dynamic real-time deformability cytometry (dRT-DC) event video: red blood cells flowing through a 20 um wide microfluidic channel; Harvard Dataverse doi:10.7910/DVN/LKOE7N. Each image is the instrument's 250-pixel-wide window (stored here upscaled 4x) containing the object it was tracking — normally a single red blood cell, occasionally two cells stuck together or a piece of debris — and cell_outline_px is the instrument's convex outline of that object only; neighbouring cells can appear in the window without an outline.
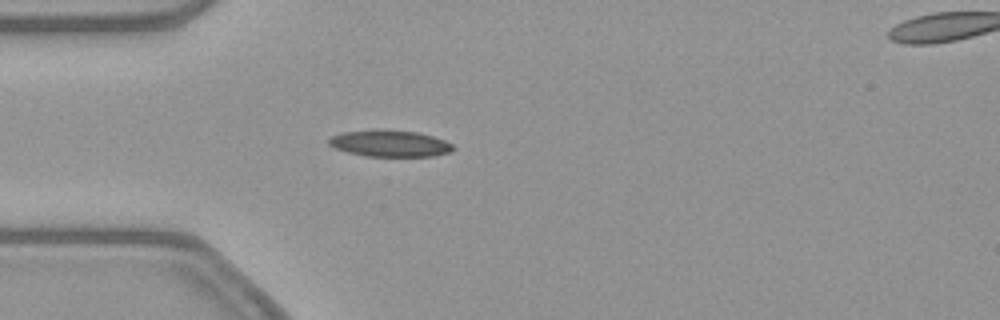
{"species": "common noctule bat (a hibernating species)", "species_latin": "Nyctalus noctula", "temperature_condition": "warm", "stored_images_in_passage": 41, "camera_frame_rate_fps": 3000, "um_per_image_px": 0.085, "animal": {"sex": "female", "body_mass_g": 21.9}, "frame": {"image": 1, "passage_image": 3, "time_ms": 0.667, "image_size_px": [1000, 320], "cell_outline_px": [[456, 148], [452, 152], [432, 156], [364, 156], [332, 148], [328, 144], [328, 140], [332, 136], [344, 132], [376, 128], [416, 132], [432, 136], [444, 140], [452, 144]], "centroid_in_image_um": [33.12, 12.18], "position_along_channel_um": 51.9, "area_um2": 19.48}}
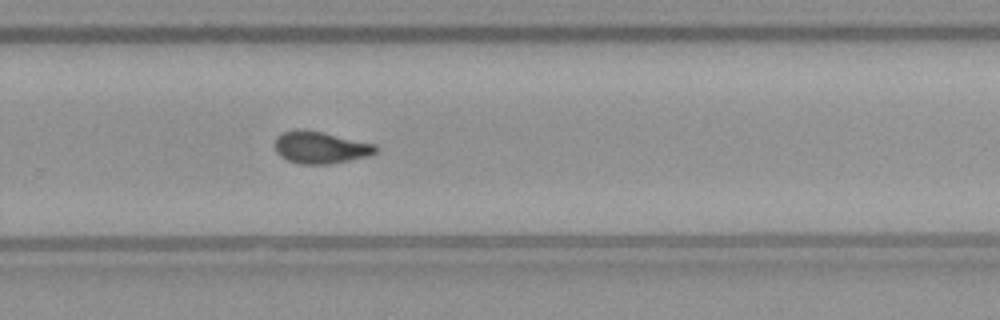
{"frame": {"image": 2, "passage_image": 23, "time_ms": 7.333, "image_size_px": [1000, 320], "cell_outline_px": [[380, 152], [368, 156], [328, 164], [300, 164], [288, 160], [280, 156], [276, 152], [276, 136], [284, 132], [300, 128], [320, 132], [376, 144], [380, 148]], "centroid_in_image_um": [27.27, 12.54], "position_along_channel_um": 302.5, "area_um2": 18.79}}
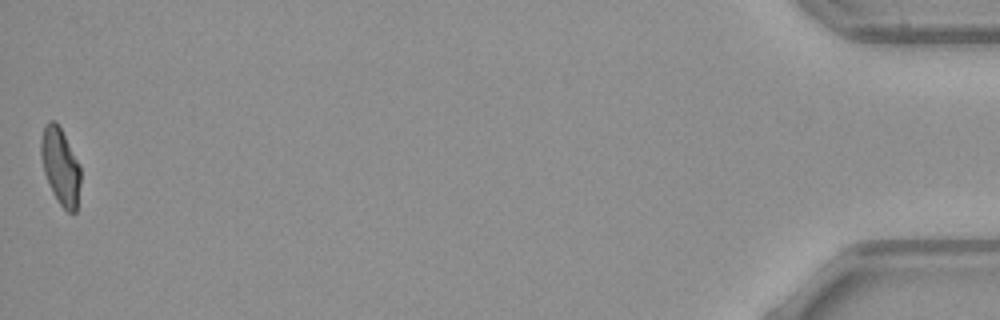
{"frame": {"image": 3, "passage_image": 41, "time_ms": 13.333, "image_size_px": [1000, 320], "cell_outline_px": [[80, 184], [76, 212], [68, 212], [60, 204], [52, 192], [44, 172], [40, 156], [40, 140], [44, 124], [48, 120], [56, 120], [80, 164]], "centroid_in_image_um": [5.12, 14.09], "position_along_channel_um": 430.1, "area_um2": 17.8}, "authors_computed_cell_mechanics": {"area_um2": 18.7272, "velocity_mm_per_s": 3.8661, "shape_relaxation_time_tau1_ms": null, "shape_relaxation_time_tau2_ms": 3.0665, "deformation_change_tau1": null, "deformation_change_tau2": 0.0936}}